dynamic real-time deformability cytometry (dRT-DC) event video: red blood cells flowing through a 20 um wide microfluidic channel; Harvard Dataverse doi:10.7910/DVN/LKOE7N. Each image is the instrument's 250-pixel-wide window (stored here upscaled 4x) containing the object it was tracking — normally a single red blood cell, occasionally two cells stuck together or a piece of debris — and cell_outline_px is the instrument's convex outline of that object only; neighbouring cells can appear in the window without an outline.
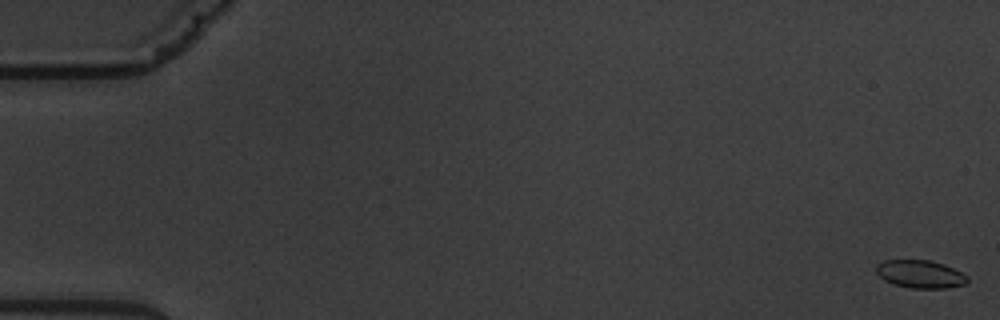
{"species": "common noctule bat (a hibernating species)", "species_latin": "Nyctalus noctula", "temperature_condition": "warm", "stored_images_in_passage": 7, "camera_frame_rate_fps": 3000, "um_per_image_px": 0.085, "animal": {"sex": "male", "body_mass_g": 19.5, "forearm_length_mm": 54.6}, "frame": {"image": 1, "passage_image": 1, "time_ms": 0.0, "image_size_px": [1000, 320], "cell_outline_px": [[968, 280], [964, 284], [948, 288], [912, 288], [892, 284], [884, 280], [876, 272], [876, 264], [884, 260], [928, 260], [944, 264], [968, 276]], "centroid_in_image_um": [78.2, 23.3], "position_along_channel_um": 6.8, "area_um2": 14.8}}
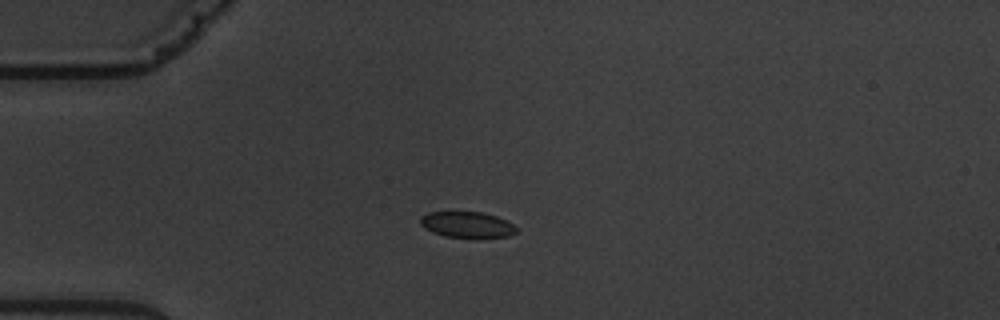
{"frame": {"image": 2, "passage_image": 5, "time_ms": 5.0, "image_size_px": [1000, 320], "cell_outline_px": [[516, 232], [508, 236], [444, 236], [432, 232], [424, 228], [420, 224], [420, 216], [428, 212], [480, 212], [496, 216], [512, 224], [516, 228]], "centroid_in_image_um": [39.63, 19.07], "position_along_channel_um": 45.4, "area_um2": 14.05}}